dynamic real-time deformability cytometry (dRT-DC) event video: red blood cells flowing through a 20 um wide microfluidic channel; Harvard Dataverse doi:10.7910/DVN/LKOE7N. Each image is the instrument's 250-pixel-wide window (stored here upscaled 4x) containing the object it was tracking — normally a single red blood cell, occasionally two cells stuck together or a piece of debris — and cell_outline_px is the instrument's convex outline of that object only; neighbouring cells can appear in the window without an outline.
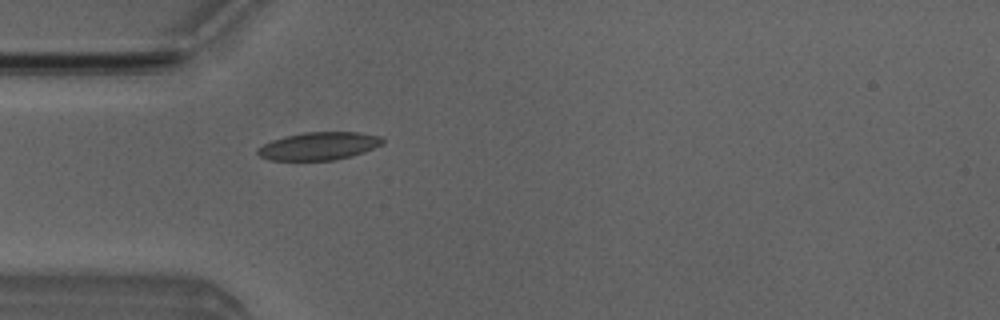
{"species": "Egyptian fruit bat (a non-hibernating species)", "species_latin": "Rousettus aegyptiacus", "temperature_condition": "room temperature", "stored_images_in_passage": 5, "camera_frame_rate_fps": 3000, "um_per_image_px": 0.085, "animal": {"sex": "male"}, "frame": {"image": 1, "passage_image": 5, "time_ms": 4.667, "image_size_px": [1000, 320], "cell_outline_px": [[384, 144], [364, 152], [336, 160], [268, 160], [260, 156], [256, 152], [256, 148], [272, 140], [284, 136], [304, 132], [360, 132], [380, 136], [384, 140]], "centroid_in_image_um": [27.1, 12.41], "position_along_channel_um": 57.9, "area_um2": 20.4}}